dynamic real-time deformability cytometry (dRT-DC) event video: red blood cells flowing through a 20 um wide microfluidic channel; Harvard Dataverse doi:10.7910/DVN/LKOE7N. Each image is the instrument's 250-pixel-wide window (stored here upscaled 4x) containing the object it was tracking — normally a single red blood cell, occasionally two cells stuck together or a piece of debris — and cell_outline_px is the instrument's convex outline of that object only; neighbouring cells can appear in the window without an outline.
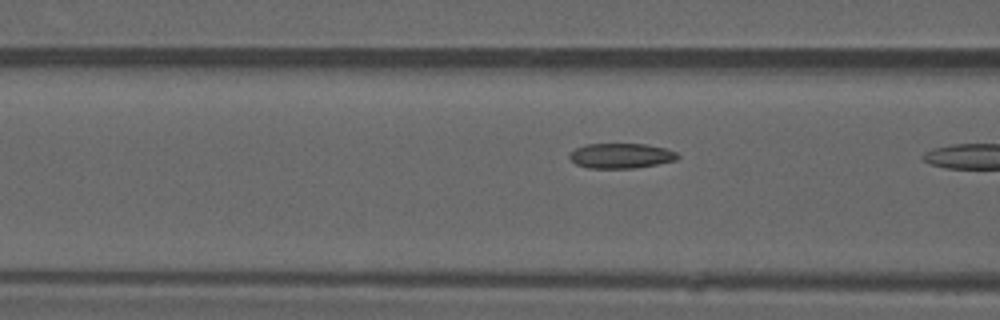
{"species": "common noctule bat (a hibernating species)", "species_latin": "Nyctalus noctula", "temperature_condition": "warm", "stored_images_in_passage": 4, "camera_frame_rate_fps": 3000, "um_per_image_px": 0.085, "animal": {"sex": "male", "forearm_length_mm": 52.5}, "frame": {"image": 1, "passage_image": 3, "time_ms": 0.667, "image_size_px": [1000, 320], "cell_outline_px": [[680, 156], [676, 160], [636, 168], [588, 168], [576, 164], [568, 156], [568, 152], [576, 148], [588, 144], [644, 144], [664, 148], [676, 152]], "centroid_in_image_um": [52.76, 13.24], "position_along_channel_um": 113.8, "area_um2": 15.72}}